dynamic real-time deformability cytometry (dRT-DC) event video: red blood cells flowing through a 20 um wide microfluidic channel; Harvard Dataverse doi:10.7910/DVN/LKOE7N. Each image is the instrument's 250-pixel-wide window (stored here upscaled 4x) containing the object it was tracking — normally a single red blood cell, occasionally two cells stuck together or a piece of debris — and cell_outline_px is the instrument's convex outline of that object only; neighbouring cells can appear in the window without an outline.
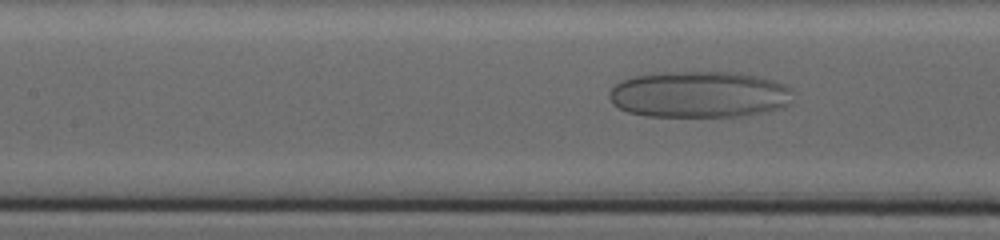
{"species": "human", "species_latin": "Homo sapiens", "temperature_condition": "warm", "stored_images_in_passage": 68, "camera_frame_rate_fps": 3000, "um_per_image_px": 0.085, "donor": {"sex": "female"}, "frame": {"image": 1, "passage_image": 29, "time_ms": 9.333, "image_size_px": [1000, 240], "cell_outline_px": [[788, 88], [784, 104], [772, 108], [740, 116], [644, 116], [628, 112], [620, 108], [608, 96], [608, 92], [616, 84], [632, 76], [656, 72], [736, 72], [756, 76], [772, 80], [784, 84]], "centroid_in_image_um": [59.27, 8.0], "position_along_channel_um": 148.1, "area_um2": 48.61}}
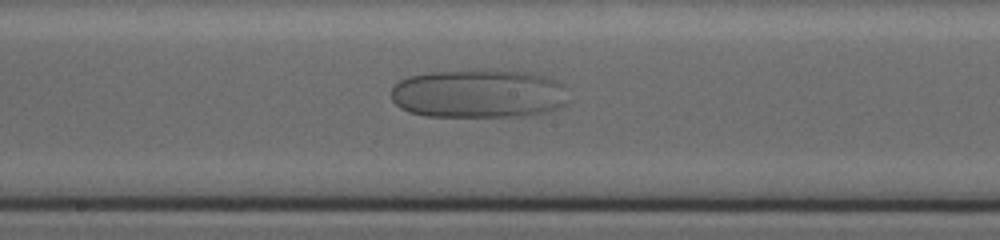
{"frame": {"image": 2, "passage_image": 36, "time_ms": 11.667, "image_size_px": [1000, 240], "cell_outline_px": [[564, 104], [556, 108], [540, 112], [520, 116], [428, 116], [408, 112], [400, 108], [392, 100], [392, 88], [400, 80], [408, 76], [432, 72], [492, 68], [524, 72], [540, 76], [552, 80], [560, 84]], "centroid_in_image_um": [40.55, 7.94], "position_along_channel_um": 207.7, "area_um2": 49.77}}
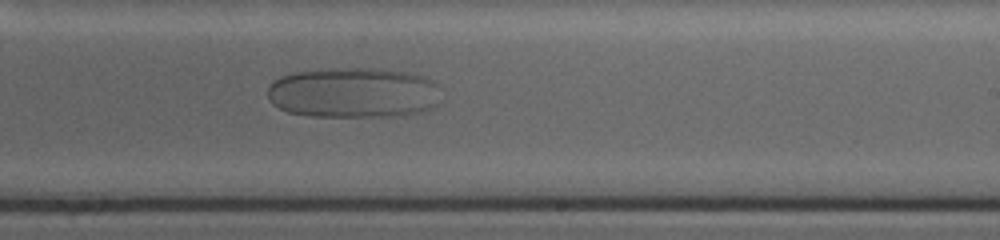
{"frame": {"image": 3, "passage_image": 42, "time_ms": 13.667, "image_size_px": [1000, 240], "cell_outline_px": [[436, 104], [432, 108], [420, 112], [392, 116], [312, 116], [288, 112], [272, 104], [268, 96], [268, 88], [280, 76], [292, 72], [348, 68], [372, 68], [404, 72], [432, 80]], "centroid_in_image_um": [29.95, 7.89], "position_along_channel_um": 259.1, "area_um2": 50.0}}